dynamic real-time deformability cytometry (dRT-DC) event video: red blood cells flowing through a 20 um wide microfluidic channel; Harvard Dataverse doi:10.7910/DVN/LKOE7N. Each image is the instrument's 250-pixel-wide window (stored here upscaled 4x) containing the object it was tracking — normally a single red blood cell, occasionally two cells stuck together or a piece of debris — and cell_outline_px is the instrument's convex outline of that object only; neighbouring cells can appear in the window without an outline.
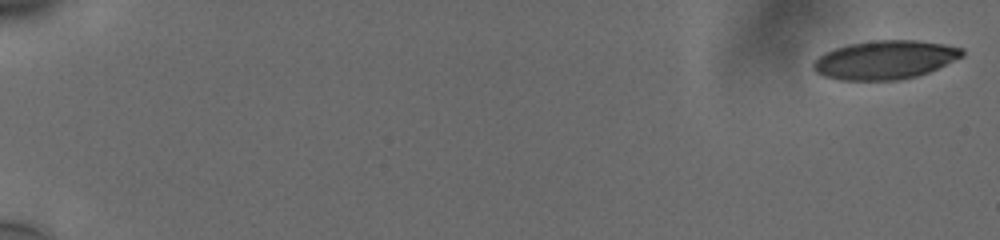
{"species": "human", "species_latin": "Homo sapiens", "temperature_condition": "cold", "stored_images_in_passage": 16, "camera_frame_rate_fps": 3000, "um_per_image_px": 0.085, "donor": {"sex": "male"}, "frame": {"image": 1, "passage_image": 1, "time_ms": 0.0, "image_size_px": [1000, 240], "cell_outline_px": [[964, 56], [928, 72], [916, 76], [900, 80], [840, 80], [824, 76], [816, 72], [812, 68], [812, 64], [824, 52], [848, 44], [872, 40], [916, 40], [944, 44], [964, 48]], "centroid_in_image_um": [75.23, 5.08], "position_along_channel_um": 9.8, "area_um2": 33.58}}
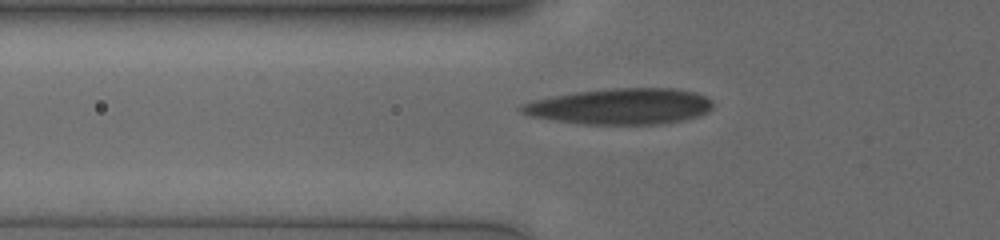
{"frame": {"image": 2, "passage_image": 13, "time_ms": 4.0, "image_size_px": [1000, 240], "cell_outline_px": [[712, 108], [708, 112], [684, 120], [656, 124], [580, 124], [528, 116], [520, 112], [516, 108], [520, 104], [532, 100], [572, 92], [612, 88], [672, 88], [692, 92], [704, 96], [712, 100]], "centroid_in_image_um": [52.65, 9.04], "position_along_channel_um": 73.1, "area_um2": 40.29}}
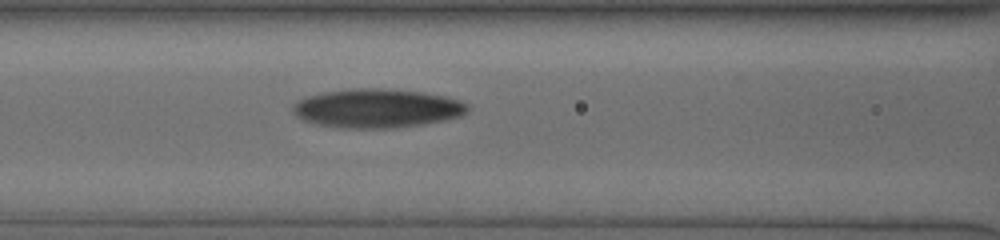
{"frame": {"image": 3, "passage_image": 16, "time_ms": 5.0, "image_size_px": [1000, 240], "cell_outline_px": [[468, 112], [460, 116], [444, 120], [424, 124], [396, 128], [340, 128], [316, 124], [304, 120], [296, 116], [292, 112], [292, 108], [296, 100], [308, 96], [324, 92], [356, 88], [376, 88], [420, 92], [444, 96], [468, 104]], "centroid_in_image_um": [32.01, 9.22], "position_along_channel_um": 134.6, "area_um2": 39.54}}